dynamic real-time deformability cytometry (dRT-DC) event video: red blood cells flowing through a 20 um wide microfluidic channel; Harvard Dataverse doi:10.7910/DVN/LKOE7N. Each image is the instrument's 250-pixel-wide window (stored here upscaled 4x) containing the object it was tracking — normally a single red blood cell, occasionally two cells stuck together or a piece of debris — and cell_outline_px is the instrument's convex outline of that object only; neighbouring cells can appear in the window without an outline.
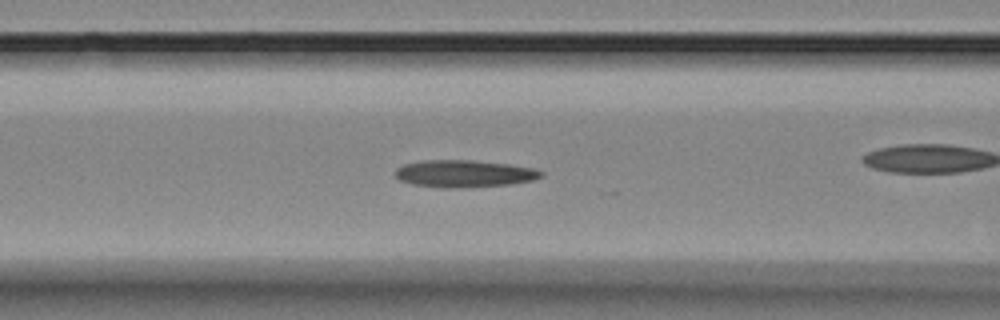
{"species": "Egyptian fruit bat (a non-hibernating species)", "species_latin": "Rousettus aegyptiacus", "temperature_condition": "room temperature", "stored_images_in_passage": 38, "camera_frame_rate_fps": 3000, "um_per_image_px": 0.085, "animal": {"sex": "female"}, "frame": {"image": 1, "passage_image": 17, "time_ms": 5.333, "image_size_px": [1000, 320], "cell_outline_px": [[544, 176], [532, 180], [508, 184], [460, 188], [444, 188], [412, 184], [400, 180], [396, 176], [396, 168], [404, 164], [420, 160], [472, 160], [508, 164], [536, 168], [544, 172]], "centroid_in_image_um": [39.46, 14.75], "position_along_channel_um": 127.1, "area_um2": 23.18}}
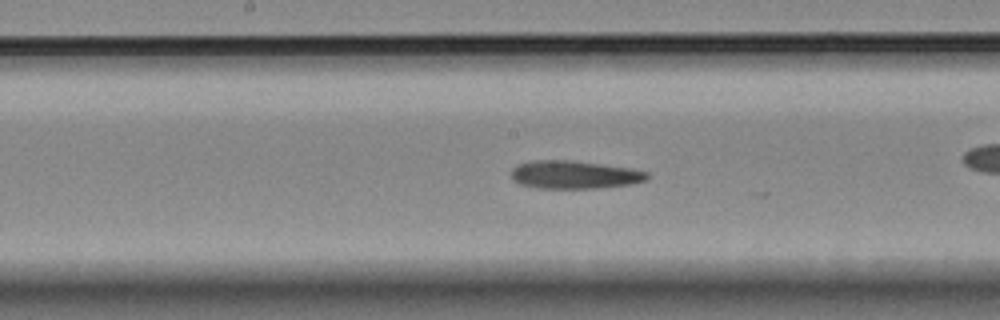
{"frame": {"image": 2, "passage_image": 22, "time_ms": 7.0, "image_size_px": [1000, 320], "cell_outline_px": [[648, 180], [632, 184], [596, 188], [540, 188], [520, 184], [512, 180], [512, 168], [516, 164], [532, 160], [572, 160], [632, 168], [648, 172]], "centroid_in_image_um": [48.82, 14.84], "position_along_channel_um": 199.4, "area_um2": 22.37}}